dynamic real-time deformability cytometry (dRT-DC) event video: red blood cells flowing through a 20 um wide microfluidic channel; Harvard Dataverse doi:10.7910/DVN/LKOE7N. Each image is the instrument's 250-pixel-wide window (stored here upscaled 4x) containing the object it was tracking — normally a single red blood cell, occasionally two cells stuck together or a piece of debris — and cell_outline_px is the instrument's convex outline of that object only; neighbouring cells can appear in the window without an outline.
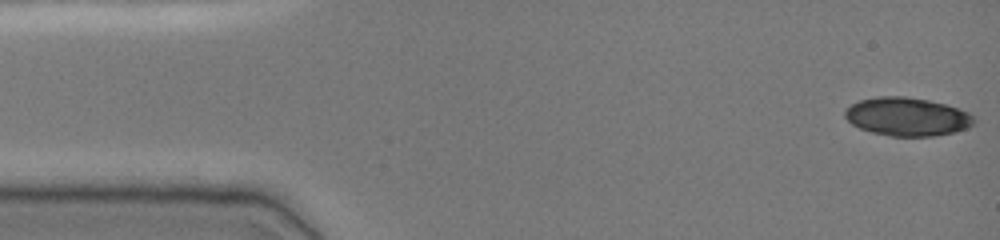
{"species": "common noctule bat (a hibernating species)", "species_latin": "Nyctalus noctula", "temperature_condition": "cold", "stored_images_in_passage": 48, "camera_frame_rate_fps": 3000, "um_per_image_px": 0.085, "animal": {"sex": "female", "body_mass_g": 19.0, "forearm_length_mm": 51.5}, "frame": {"image": 1, "passage_image": 1, "time_ms": 0.0, "image_size_px": [1000, 240], "cell_outline_px": [[972, 124], [968, 128], [956, 132], [936, 136], [892, 136], [872, 132], [860, 128], [852, 124], [844, 116], [844, 112], [852, 104], [860, 100], [876, 96], [904, 96], [928, 100], [944, 104], [968, 112], [972, 116]], "centroid_in_image_um": [77.09, 9.92], "position_along_channel_um": 7.9, "area_um2": 28.67}}
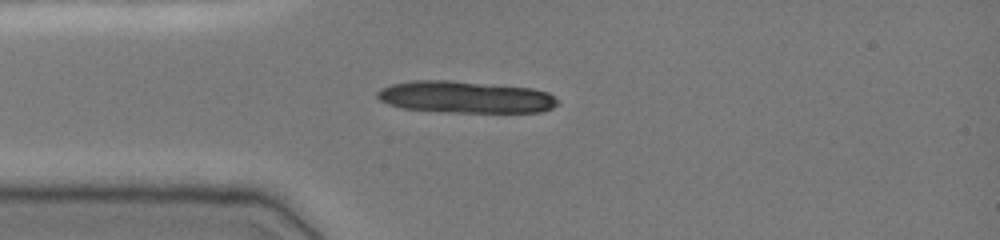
{"frame": {"image": 2, "passage_image": 12, "time_ms": 3.667, "image_size_px": [1000, 240], "cell_outline_px": [[560, 100], [552, 108], [540, 112], [448, 112], [400, 108], [388, 104], [380, 100], [376, 96], [376, 92], [380, 88], [392, 84], [412, 80], [448, 80], [532, 88], [548, 92]], "centroid_in_image_um": [39.54, 8.25], "position_along_channel_um": 45.5, "area_um2": 33.64}}